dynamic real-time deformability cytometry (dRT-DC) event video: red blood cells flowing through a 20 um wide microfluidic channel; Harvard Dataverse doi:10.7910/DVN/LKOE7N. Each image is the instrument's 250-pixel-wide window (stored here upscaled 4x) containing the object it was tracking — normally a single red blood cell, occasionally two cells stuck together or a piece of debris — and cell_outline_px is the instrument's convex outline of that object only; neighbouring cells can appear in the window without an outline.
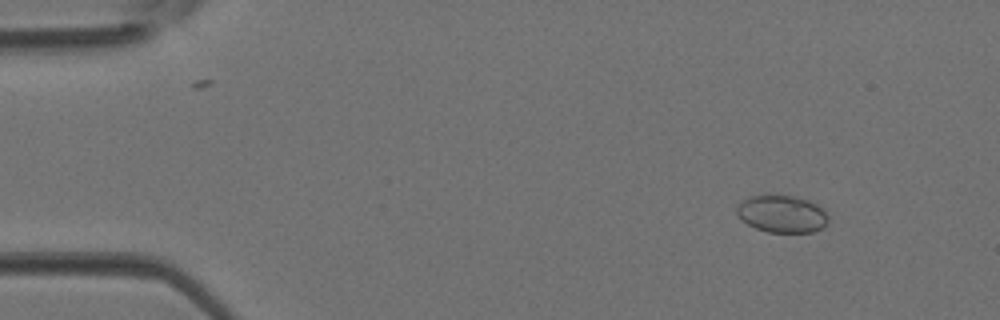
{"species": "Egyptian fruit bat (a non-hibernating species)", "species_latin": "Rousettus aegyptiacus", "temperature_condition": "room temperature", "stored_images_in_passage": 40, "camera_frame_rate_fps": 3000, "um_per_image_px": 0.085, "animal": {"sex": "female"}, "frame": {"image": 1, "passage_image": 2, "time_ms": 0.333, "image_size_px": [1000, 320], "cell_outline_px": [[828, 216], [824, 224], [820, 228], [812, 232], [768, 232], [756, 228], [748, 224], [736, 212], [736, 208], [744, 200], [752, 196], [796, 196], [808, 200], [816, 204]], "centroid_in_image_um": [66.46, 18.19], "position_along_channel_um": 18.5, "area_um2": 19.25}}
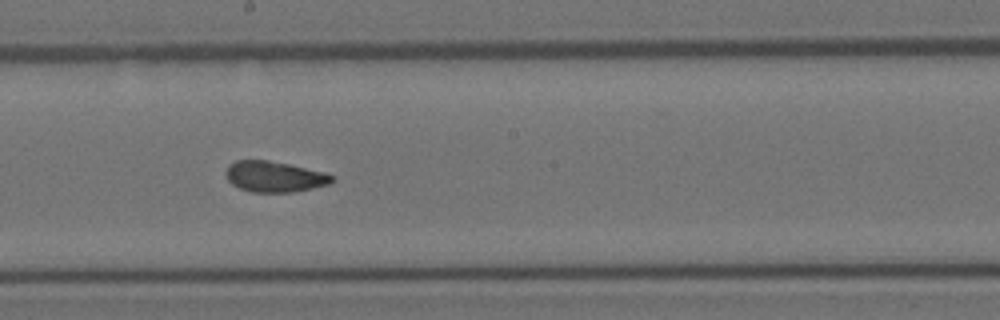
{"frame": {"image": 2, "passage_image": 21, "time_ms": 6.667, "image_size_px": [1000, 320], "cell_outline_px": [[336, 180], [328, 184], [312, 188], [292, 192], [252, 192], [240, 188], [232, 184], [228, 180], [224, 172], [228, 164], [236, 160], [268, 160], [288, 164], [324, 172], [336, 176]], "centroid_in_image_um": [23.32, 15.01], "position_along_channel_um": 224.9, "area_um2": 19.13}}
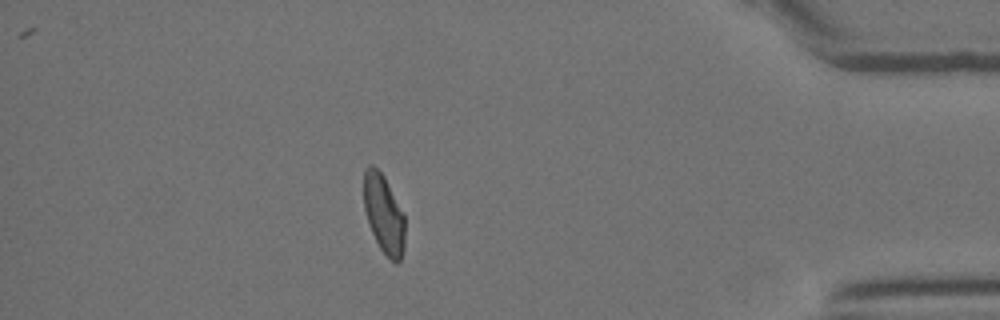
{"frame": {"image": 3, "passage_image": 35, "time_ms": 11.333, "image_size_px": [1000, 320], "cell_outline_px": [[404, 248], [400, 260], [396, 264], [380, 248], [372, 232], [364, 208], [364, 168], [368, 164], [372, 164], [384, 176], [404, 216]], "centroid_in_image_um": [32.61, 18.17], "position_along_channel_um": 402.6, "area_um2": 18.5}}